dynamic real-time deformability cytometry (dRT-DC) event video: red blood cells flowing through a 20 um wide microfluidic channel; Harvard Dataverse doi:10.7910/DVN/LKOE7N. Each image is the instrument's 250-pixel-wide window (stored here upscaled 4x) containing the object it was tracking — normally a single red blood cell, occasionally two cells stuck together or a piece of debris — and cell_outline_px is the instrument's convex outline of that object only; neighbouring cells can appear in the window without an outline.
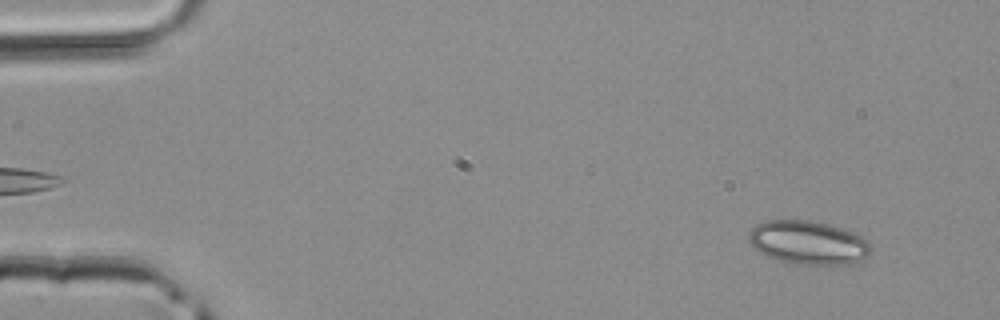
{"species": "common noctule bat (a hibernating species)", "species_latin": "Nyctalus noctula", "temperature_condition": "room temperature", "stored_images_in_passage": 5, "camera_frame_rate_fps": 3000, "um_per_image_px": 0.085, "animal": {"sex": "male", "body_mass_g": 20.4}, "frame": {"image": 1, "passage_image": 5, "time_ms": 1.333, "image_size_px": [1000, 320], "cell_outline_px": [[872, 248], [868, 256], [852, 264], [800, 264], [780, 260], [768, 256], [760, 252], [748, 240], [748, 232], [756, 224], [764, 220], [812, 220], [828, 224], [840, 228], [860, 236]], "centroid_in_image_um": [68.67, 20.61], "position_along_channel_um": 16.3, "area_um2": 30.69}}